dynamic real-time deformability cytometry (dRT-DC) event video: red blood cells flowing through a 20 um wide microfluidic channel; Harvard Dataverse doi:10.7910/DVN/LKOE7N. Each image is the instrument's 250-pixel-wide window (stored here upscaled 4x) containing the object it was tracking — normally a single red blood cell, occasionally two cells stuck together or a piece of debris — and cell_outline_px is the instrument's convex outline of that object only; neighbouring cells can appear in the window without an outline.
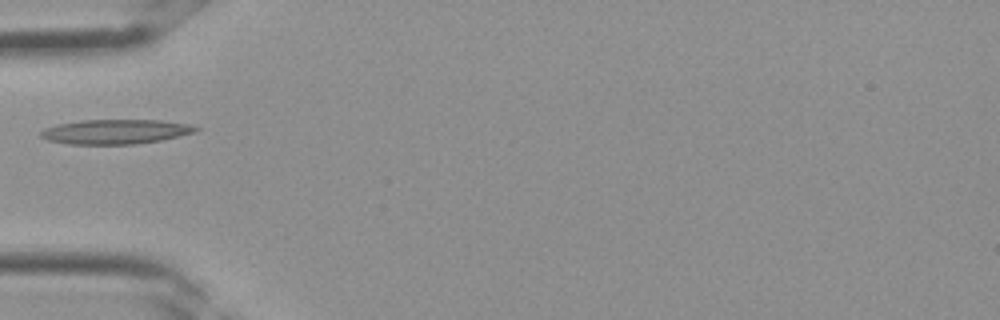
{"species": "Egyptian fruit bat (a non-hibernating species)", "species_latin": "Rousettus aegyptiacus", "temperature_condition": "room temperature", "stored_images_in_passage": 3, "camera_frame_rate_fps": 3000, "um_per_image_px": 0.085, "frame": {"image": 1, "passage_image": 3, "time_ms": 0.667, "image_size_px": [1000, 320], "cell_outline_px": [[200, 128], [196, 132], [160, 140], [132, 144], [68, 144], [48, 140], [40, 136], [40, 132], [44, 128], [56, 124], [80, 120], [160, 120], [192, 124]], "centroid_in_image_um": [9.81, 11.18], "position_along_channel_um": 75.2, "area_um2": 22.25}}